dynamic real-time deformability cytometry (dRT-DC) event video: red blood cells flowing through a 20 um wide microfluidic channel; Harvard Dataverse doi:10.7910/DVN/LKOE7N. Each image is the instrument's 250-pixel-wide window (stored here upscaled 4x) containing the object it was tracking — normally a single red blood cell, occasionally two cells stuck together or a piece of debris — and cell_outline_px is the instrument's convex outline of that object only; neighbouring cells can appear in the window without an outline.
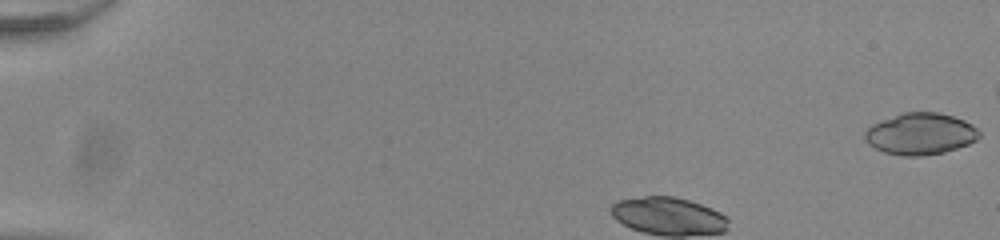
{"species": "common noctule bat (a hibernating species)", "species_latin": "Nyctalus noctula", "temperature_condition": "room temperature", "stored_images_in_passage": 46, "camera_frame_rate_fps": 3000, "um_per_image_px": 0.085, "animal": {"sex": "male", "body_mass_g": 20.0, "forearm_length_mm": 53.3}, "frame": {"image": 1, "passage_image": 1, "time_ms": 0.0, "image_size_px": [1000, 240], "cell_outline_px": [[980, 136], [976, 140], [968, 144], [944, 152], [920, 156], [904, 156], [884, 152], [868, 144], [864, 140], [864, 132], [872, 124], [904, 112], [940, 112], [964, 120], [972, 124], [980, 132]], "centroid_in_image_um": [78.23, 11.37], "position_along_channel_um": 6.8, "area_um2": 27.69}}